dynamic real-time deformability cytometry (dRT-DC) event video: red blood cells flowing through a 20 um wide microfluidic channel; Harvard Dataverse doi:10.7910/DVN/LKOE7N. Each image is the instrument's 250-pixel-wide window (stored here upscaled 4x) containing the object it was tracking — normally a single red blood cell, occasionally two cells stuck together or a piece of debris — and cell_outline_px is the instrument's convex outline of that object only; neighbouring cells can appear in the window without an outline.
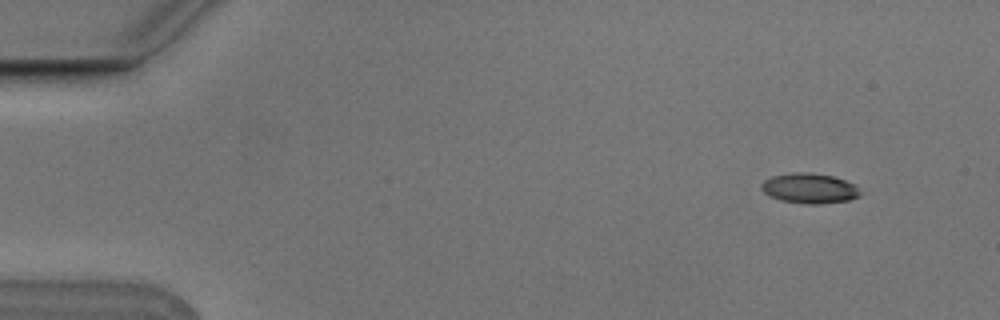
{"species": "Egyptian fruit bat (a non-hibernating species)", "species_latin": "Rousettus aegyptiacus", "temperature_condition": "cold", "stored_images_in_passage": 5, "camera_frame_rate_fps": 3000, "um_per_image_px": 0.085, "animal": {"sex": "male"}, "frame": {"image": 1, "passage_image": 1, "time_ms": 0.0, "image_size_px": [1000, 320], "cell_outline_px": [[864, 192], [860, 196], [848, 200], [820, 204], [804, 204], [780, 200], [768, 196], [760, 188], [760, 184], [764, 180], [772, 176], [792, 172], [812, 172], [832, 176], [856, 184]], "centroid_in_image_um": [68.82, 16.0], "position_along_channel_um": 16.2, "area_um2": 17.74}}
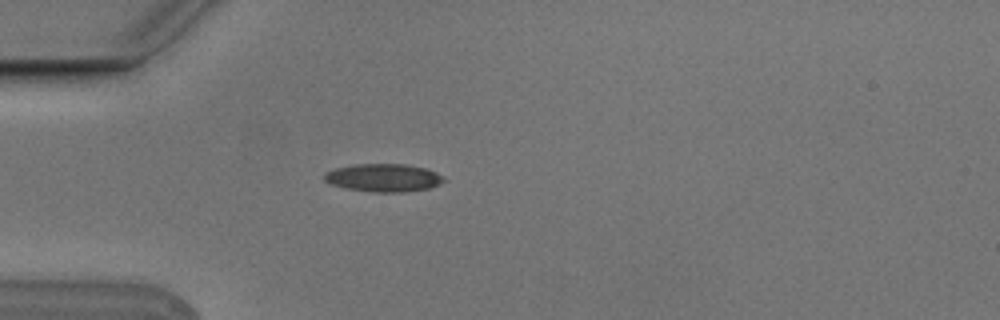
{"frame": {"image": 2, "passage_image": 4, "time_ms": 1.0, "image_size_px": [1000, 320], "cell_outline_px": [[448, 180], [440, 184], [428, 188], [404, 192], [372, 192], [344, 188], [332, 184], [324, 180], [324, 172], [336, 168], [352, 164], [404, 164], [424, 168], [436, 172], [444, 176]], "centroid_in_image_um": [32.61, 15.11], "position_along_channel_um": 52.4, "area_um2": 19.59}}